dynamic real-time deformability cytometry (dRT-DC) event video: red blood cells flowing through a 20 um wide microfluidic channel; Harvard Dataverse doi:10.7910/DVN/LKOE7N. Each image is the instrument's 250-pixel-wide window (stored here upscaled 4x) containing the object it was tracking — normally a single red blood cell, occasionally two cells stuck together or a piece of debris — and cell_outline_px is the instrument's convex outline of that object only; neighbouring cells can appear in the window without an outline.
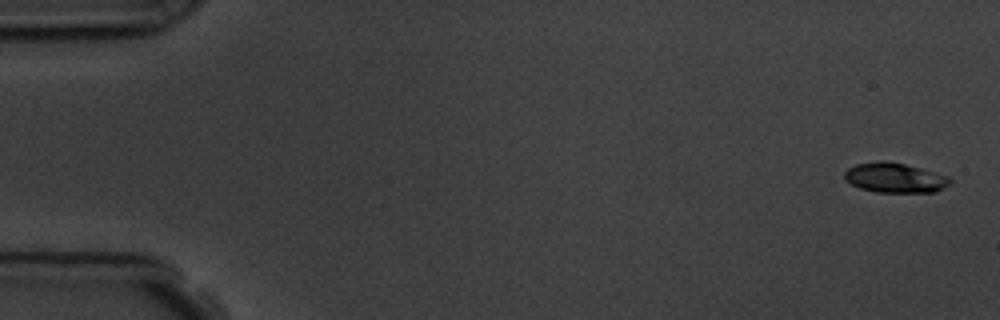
{"species": "common noctule bat (a hibernating species)", "species_latin": "Nyctalus noctula", "temperature_condition": "room temperature", "stored_images_in_passage": 15, "camera_frame_rate_fps": 3000, "um_per_image_px": 0.085, "animal": {"sex": "male", "body_mass_g": 19.5, "forearm_length_mm": 54.6}, "frame": {"image": 1, "passage_image": 1, "time_ms": 0.0, "image_size_px": [1000, 320], "cell_outline_px": [[952, 180], [944, 188], [936, 192], [876, 192], [860, 188], [844, 180], [844, 172], [848, 168], [856, 164], [884, 160], [904, 164], [920, 168], [948, 176]], "centroid_in_image_um": [76.05, 15.11], "position_along_channel_um": 9.0, "area_um2": 18.26}}
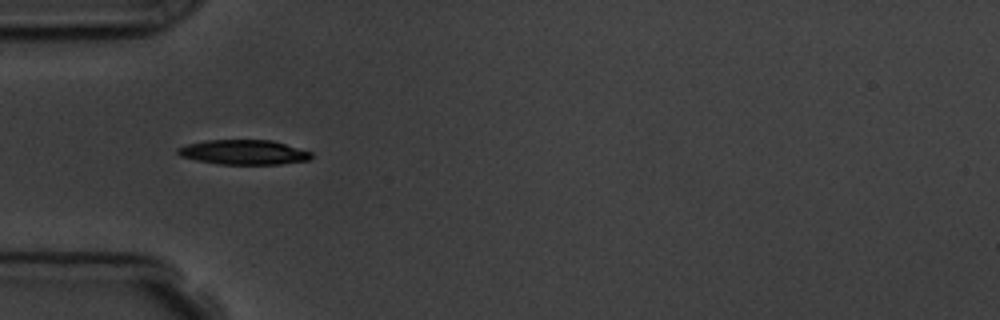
{"frame": {"image": 2, "passage_image": 5, "time_ms": 5.333, "image_size_px": [1000, 320], "cell_outline_px": [[312, 156], [308, 160], [280, 164], [220, 164], [196, 160], [180, 156], [176, 152], [176, 148], [188, 144], [208, 140], [272, 140], [312, 152]], "centroid_in_image_um": [20.7, 12.94], "position_along_channel_um": 64.3, "area_um2": 19.13}}
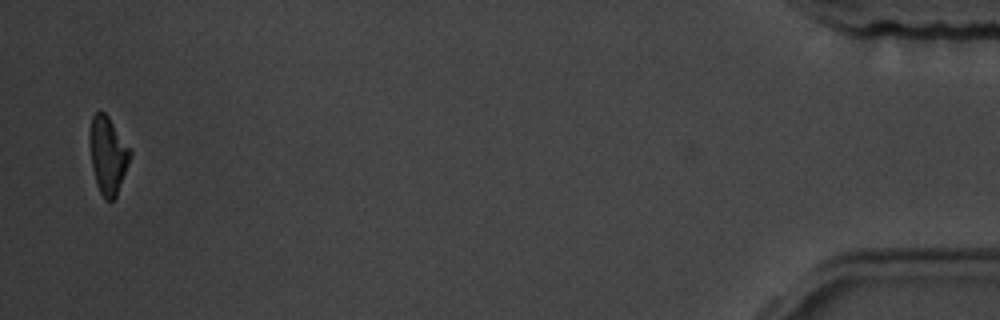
{"frame": {"image": 3, "passage_image": 15, "time_ms": 17.667, "image_size_px": [1000, 320], "cell_outline_px": [[132, 152], [128, 164], [116, 196], [112, 200], [104, 200], [96, 184], [92, 168], [88, 136], [92, 116], [96, 112], [104, 112], [108, 116]], "centroid_in_image_um": [9.14, 13.19], "position_along_channel_um": 426.1, "area_um2": 18.09}, "authors_computed_cell_mechanics": {"area_um2": 19.1318, "velocity_mm_per_s": 3.6618, "shape_relaxation_time_tau1_ms": 2.5036, "shape_relaxation_time_tau2_ms": 5.2883, "deformation_change_tau1": 0.0853, "deformation_change_tau2": 0.1176}}